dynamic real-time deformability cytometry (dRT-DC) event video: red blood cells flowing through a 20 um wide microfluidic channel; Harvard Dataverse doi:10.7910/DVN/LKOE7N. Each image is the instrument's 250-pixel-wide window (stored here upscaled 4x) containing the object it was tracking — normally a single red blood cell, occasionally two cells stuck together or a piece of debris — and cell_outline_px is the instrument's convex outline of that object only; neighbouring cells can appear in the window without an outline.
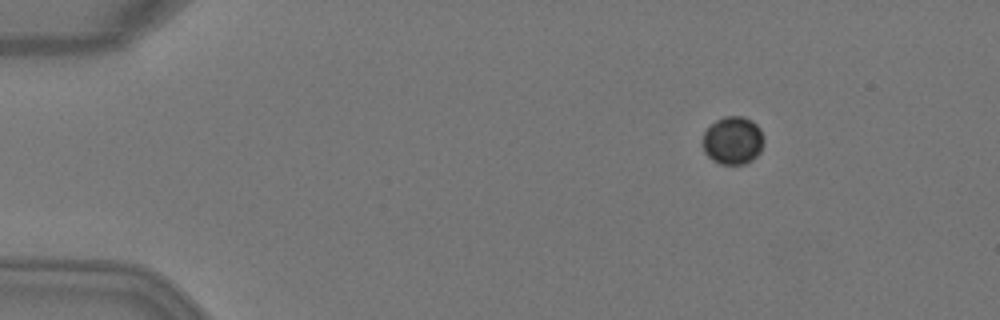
{"species": "Egyptian fruit bat (a non-hibernating species)", "species_latin": "Rousettus aegyptiacus", "temperature_condition": "warm", "stored_images_in_passage": 5, "camera_frame_rate_fps": 3000, "um_per_image_px": 0.085, "animal": {"sex": "female"}, "frame": {"image": 1, "passage_image": 3, "time_ms": 0.667, "image_size_px": [1000, 320], "cell_outline_px": [[764, 140], [760, 152], [752, 160], [744, 164], [720, 164], [712, 160], [704, 152], [704, 132], [716, 120], [724, 116], [744, 116], [752, 120], [760, 128], [764, 136]], "centroid_in_image_um": [62.32, 11.93], "position_along_channel_um": 22.7, "area_um2": 17.11}}
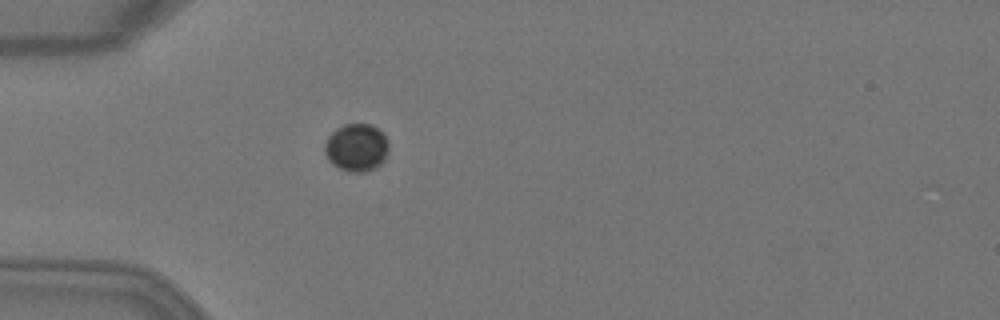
{"frame": {"image": 2, "passage_image": 5, "time_ms": 1.333, "image_size_px": [1000, 320], "cell_outline_px": [[388, 152], [380, 164], [376, 168], [364, 172], [348, 172], [332, 164], [328, 160], [324, 152], [324, 144], [328, 136], [336, 128], [344, 124], [372, 124], [388, 140]], "centroid_in_image_um": [30.27, 12.55], "position_along_channel_um": 54.7, "area_um2": 17.86}}